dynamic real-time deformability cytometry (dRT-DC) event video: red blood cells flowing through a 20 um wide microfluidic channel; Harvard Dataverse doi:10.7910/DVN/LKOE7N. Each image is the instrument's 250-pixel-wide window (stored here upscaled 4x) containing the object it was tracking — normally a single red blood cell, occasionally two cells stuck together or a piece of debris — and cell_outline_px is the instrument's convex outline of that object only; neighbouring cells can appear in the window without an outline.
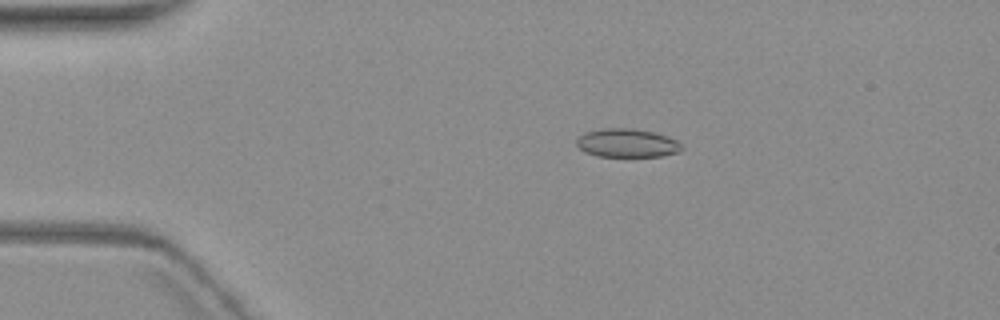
{"species": "common noctule bat (a hibernating species)", "species_latin": "Nyctalus noctula", "temperature_condition": "warm", "stored_images_in_passage": 6, "camera_frame_rate_fps": 3000, "um_per_image_px": 0.085, "animal": {"sex": "female", "body_mass_g": 19.3, "forearm_length_mm": 54.1}, "frame": {"image": 1, "passage_image": 3, "time_ms": 3.333, "image_size_px": [1000, 320], "cell_outline_px": [[684, 148], [680, 152], [664, 156], [596, 156], [584, 152], [576, 144], [576, 140], [584, 132], [600, 128], [632, 128], [656, 132], [668, 136], [676, 140]], "centroid_in_image_um": [53.31, 12.15], "position_along_channel_um": 31.7, "area_um2": 17.74}}
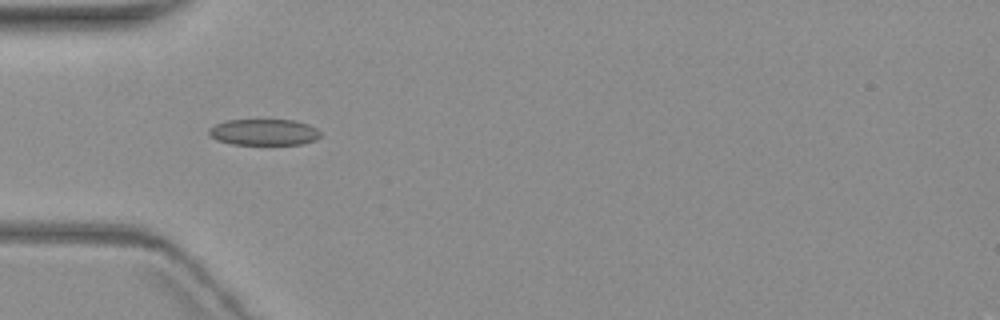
{"frame": {"image": 2, "passage_image": 5, "time_ms": 5.667, "image_size_px": [1000, 320], "cell_outline_px": [[320, 136], [316, 140], [300, 144], [232, 144], [216, 140], [208, 136], [208, 128], [224, 120], [292, 120], [308, 124], [316, 128], [320, 132]], "centroid_in_image_um": [22.39, 11.23], "position_along_channel_um": 62.6, "area_um2": 17.11}}
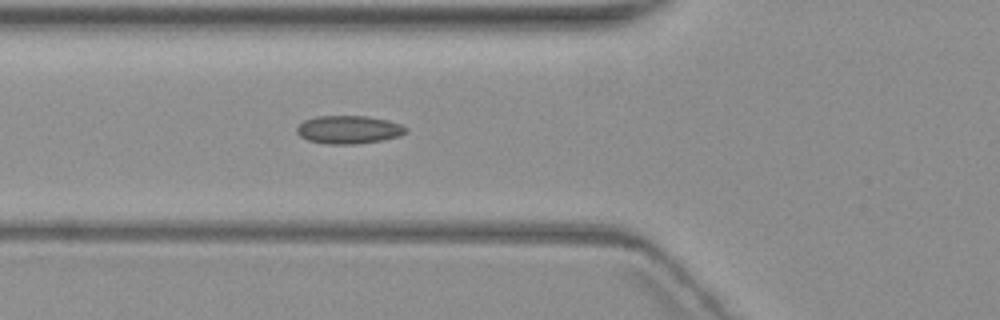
{"frame": {"image": 3, "passage_image": 6, "time_ms": 6.667, "image_size_px": [1000, 320], "cell_outline_px": [[408, 132], [400, 136], [384, 140], [356, 144], [328, 144], [308, 140], [300, 136], [296, 132], [296, 128], [304, 120], [316, 116], [364, 116], [388, 120], [400, 124], [408, 128]], "centroid_in_image_um": [29.66, 11.02], "position_along_channel_um": 96.1, "area_um2": 17.98}}